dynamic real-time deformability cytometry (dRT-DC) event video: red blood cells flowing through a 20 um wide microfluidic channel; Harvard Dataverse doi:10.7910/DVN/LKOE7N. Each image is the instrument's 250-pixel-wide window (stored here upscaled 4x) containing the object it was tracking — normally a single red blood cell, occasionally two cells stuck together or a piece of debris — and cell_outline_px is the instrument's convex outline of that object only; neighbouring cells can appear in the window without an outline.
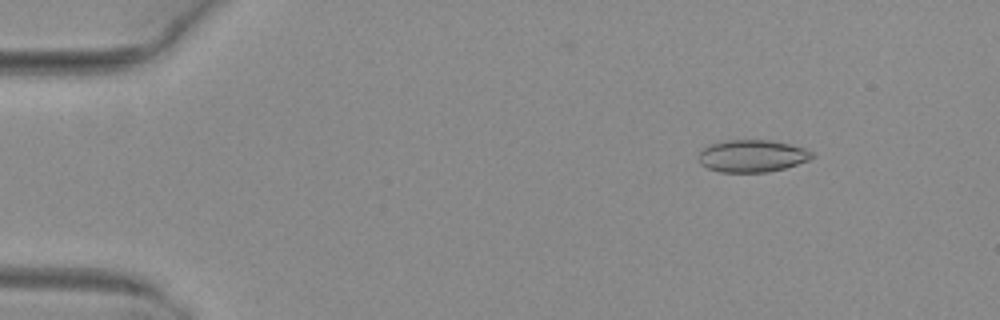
{"species": "common noctule bat (a hibernating species)", "species_latin": "Nyctalus noctula", "temperature_condition": "warm", "stored_images_in_passage": 51, "camera_frame_rate_fps": 3000, "um_per_image_px": 0.085, "animal": {"sex": "female", "body_mass_g": 29.2, "forearm_length_mm": 56.3}, "frame": {"image": 1, "passage_image": 7, "time_ms": 2.0, "image_size_px": [1000, 320], "cell_outline_px": [[816, 156], [808, 160], [784, 168], [768, 172], [720, 172], [708, 168], [700, 164], [700, 152], [708, 144], [728, 140], [768, 140], [788, 144], [804, 148], [812, 152]], "centroid_in_image_um": [63.93, 13.26], "position_along_channel_um": 21.1, "area_um2": 21.15}}
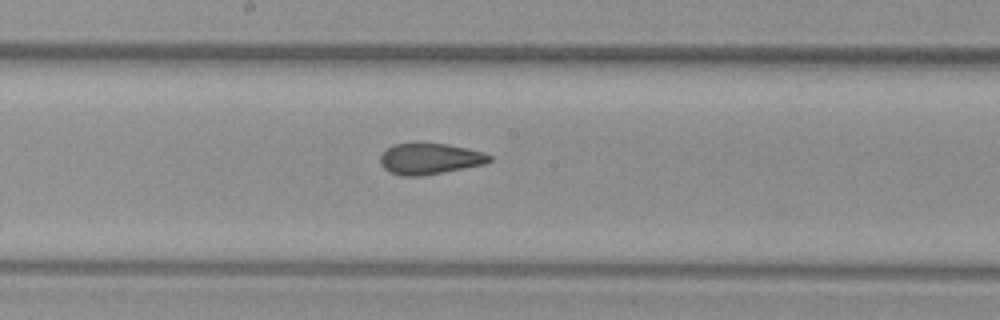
{"frame": {"image": 2, "passage_image": 28, "time_ms": 9.0, "image_size_px": [1000, 320], "cell_outline_px": [[492, 160], [484, 164], [420, 176], [400, 176], [388, 172], [380, 164], [380, 156], [392, 144], [416, 140], [448, 144], [484, 152], [492, 156]], "centroid_in_image_um": [36.48, 13.45], "position_along_channel_um": 211.7, "area_um2": 20.35}}
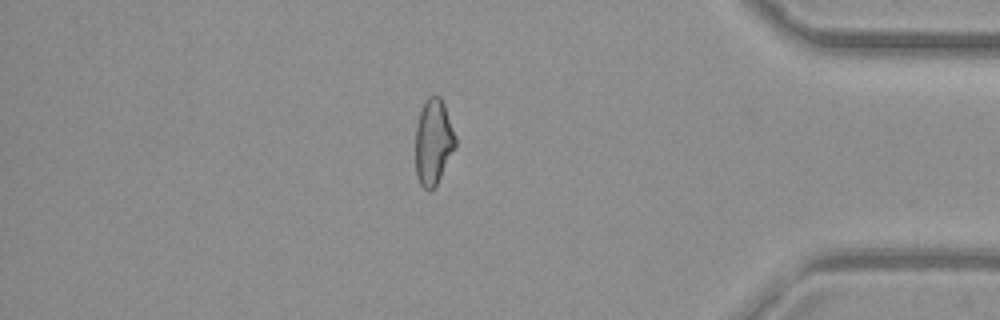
{"frame": {"image": 3, "passage_image": 44, "time_ms": 14.333, "image_size_px": [1000, 320], "cell_outline_px": [[456, 144], [436, 184], [428, 192], [420, 184], [416, 176], [416, 124], [420, 108], [428, 96], [440, 96], [444, 104], [456, 136]], "centroid_in_image_um": [36.81, 12.02], "position_along_channel_um": 398.4, "area_um2": 19.77}, "authors_computed_cell_mechanics": {"area_um2": 20.7502, "velocity_mm_per_s": 4.1236, "shape_relaxation_time_tau1_ms": null, "shape_relaxation_time_tau2_ms": 1.5476, "deformation_change_tau1": null, "deformation_change_tau2": 0.0786}}